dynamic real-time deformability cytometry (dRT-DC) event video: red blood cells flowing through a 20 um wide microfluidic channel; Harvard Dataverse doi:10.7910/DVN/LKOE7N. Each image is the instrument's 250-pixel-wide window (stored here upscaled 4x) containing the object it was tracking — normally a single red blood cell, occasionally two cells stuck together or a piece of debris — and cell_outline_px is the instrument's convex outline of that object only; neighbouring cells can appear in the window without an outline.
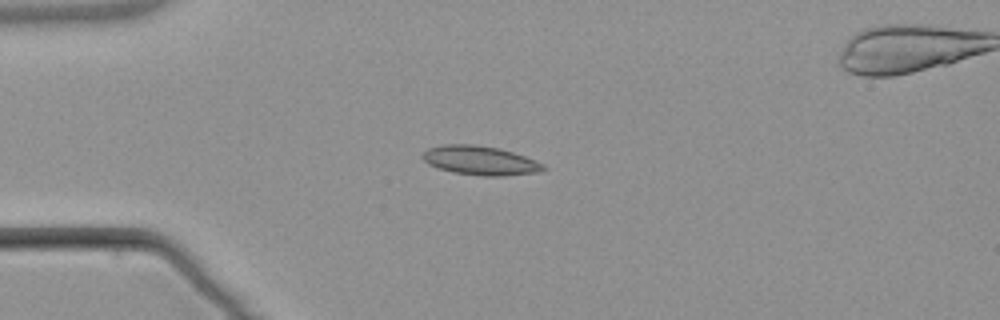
{"species": "common noctule bat (a hibernating species)", "species_latin": "Nyctalus noctula", "temperature_condition": "warm", "stored_images_in_passage": 5, "camera_frame_rate_fps": 3000, "um_per_image_px": 0.085, "animal": {"sex": "male", "body_mass_g": 21.5, "forearm_length_mm": 52.0}, "frame": {"image": 1, "passage_image": 3, "time_ms": 2.333, "image_size_px": [1000, 320], "cell_outline_px": [[548, 168], [540, 172], [504, 176], [484, 176], [452, 172], [436, 168], [428, 164], [420, 156], [428, 148], [444, 144], [476, 144], [500, 148], [536, 160], [544, 164]], "centroid_in_image_um": [40.82, 13.64], "position_along_channel_um": 44.2, "area_um2": 20.75}}
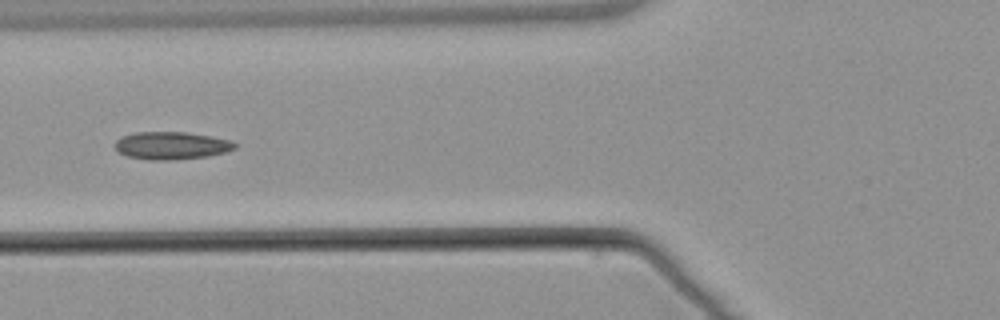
{"frame": {"image": 2, "passage_image": 5, "time_ms": 4.667, "image_size_px": [1000, 320], "cell_outline_px": [[236, 148], [224, 152], [208, 156], [176, 160], [148, 160], [128, 156], [120, 152], [116, 148], [116, 140], [120, 136], [136, 132], [188, 132], [212, 136], [232, 140], [236, 144]], "centroid_in_image_um": [14.59, 12.37], "position_along_channel_um": 111.2, "area_um2": 19.42}}